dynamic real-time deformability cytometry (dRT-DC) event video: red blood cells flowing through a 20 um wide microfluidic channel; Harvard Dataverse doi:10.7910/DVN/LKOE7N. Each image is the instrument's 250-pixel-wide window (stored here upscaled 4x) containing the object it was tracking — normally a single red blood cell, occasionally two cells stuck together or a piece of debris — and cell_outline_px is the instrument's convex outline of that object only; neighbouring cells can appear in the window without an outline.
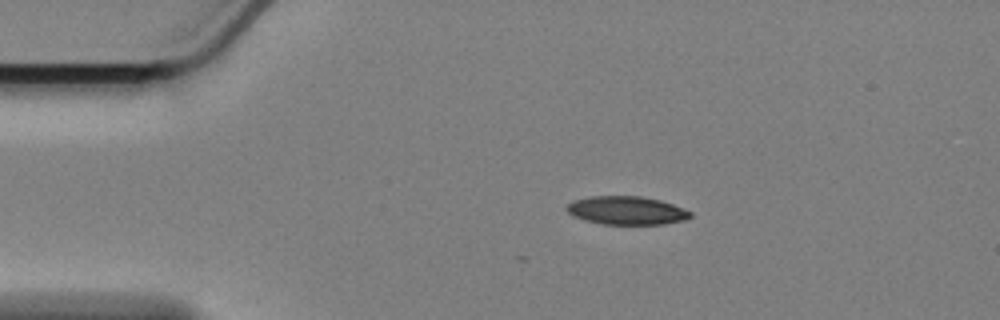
{"species": "Egyptian fruit bat (a non-hibernating species)", "species_latin": "Rousettus aegyptiacus", "temperature_condition": "cold", "stored_images_in_passage": 5, "camera_frame_rate_fps": 3000, "um_per_image_px": 0.085, "animal": {"sex": "female"}, "frame": {"image": 1, "passage_image": 1, "time_ms": 0.0, "image_size_px": [1000, 320], "cell_outline_px": [[692, 216], [684, 220], [664, 224], [604, 224], [588, 220], [576, 216], [568, 212], [564, 208], [572, 200], [588, 196], [640, 196], [660, 200], [672, 204], [692, 212]], "centroid_in_image_um": [53.26, 17.88], "position_along_channel_um": 31.7, "area_um2": 20.29}}